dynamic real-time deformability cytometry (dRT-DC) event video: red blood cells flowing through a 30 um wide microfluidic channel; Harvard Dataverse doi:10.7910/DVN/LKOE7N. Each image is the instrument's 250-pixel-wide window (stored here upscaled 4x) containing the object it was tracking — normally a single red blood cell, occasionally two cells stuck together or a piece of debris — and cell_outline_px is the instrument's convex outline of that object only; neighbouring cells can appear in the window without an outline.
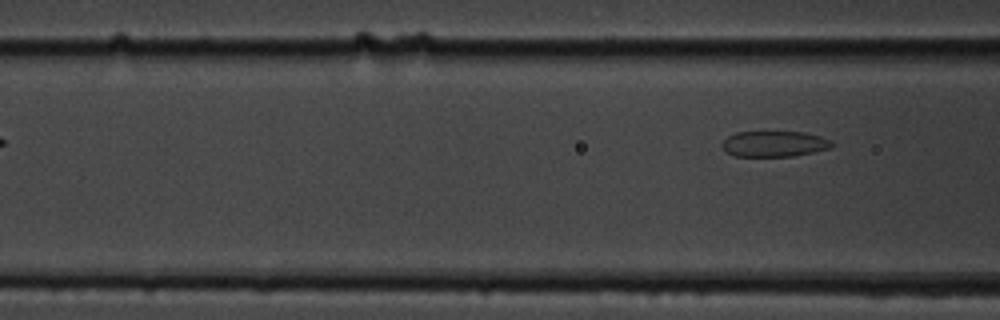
{"species": "common noctule bat (a hibernating species)", "species_latin": "Nyctalus noctula", "temperature_condition": "cold", "stored_images_in_passage": 4, "camera_frame_rate_fps": 3000, "um_per_image_px": 0.085, "animal": {"sex": "male", "body_mass_g": 19.5, "forearm_length_mm": 54.6}, "frame": {"image": 1, "passage_image": 4, "time_ms": 3.333, "image_size_px": [1000, 320], "cell_outline_px": [[836, 144], [832, 148], [792, 156], [736, 156], [728, 152], [720, 144], [728, 136], [736, 132], [804, 132], [820, 136], [832, 140]], "centroid_in_image_um": [65.86, 12.22], "position_along_channel_um": 100.7, "area_um2": 16.47}}